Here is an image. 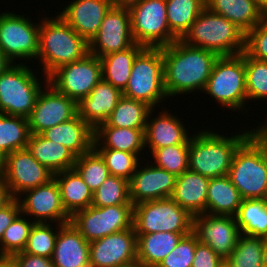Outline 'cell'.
I'll list each match as a JSON object with an SVG mask.
<instances>
[{
  "label": "cell",
  "mask_w": 267,
  "mask_h": 267,
  "mask_svg": "<svg viewBox=\"0 0 267 267\" xmlns=\"http://www.w3.org/2000/svg\"><path fill=\"white\" fill-rule=\"evenodd\" d=\"M162 56L164 88L171 99L182 98V94L202 93L219 58L213 51L187 45L180 39L162 47Z\"/></svg>",
  "instance_id": "1"
},
{
  "label": "cell",
  "mask_w": 267,
  "mask_h": 267,
  "mask_svg": "<svg viewBox=\"0 0 267 267\" xmlns=\"http://www.w3.org/2000/svg\"><path fill=\"white\" fill-rule=\"evenodd\" d=\"M244 128L229 136L210 128L193 130L196 133H191L189 143V170L209 179L228 175L237 148L247 139Z\"/></svg>",
  "instance_id": "2"
},
{
  "label": "cell",
  "mask_w": 267,
  "mask_h": 267,
  "mask_svg": "<svg viewBox=\"0 0 267 267\" xmlns=\"http://www.w3.org/2000/svg\"><path fill=\"white\" fill-rule=\"evenodd\" d=\"M40 20L38 66L48 77L59 67L82 60L89 54V43L60 16H44Z\"/></svg>",
  "instance_id": "3"
},
{
  "label": "cell",
  "mask_w": 267,
  "mask_h": 267,
  "mask_svg": "<svg viewBox=\"0 0 267 267\" xmlns=\"http://www.w3.org/2000/svg\"><path fill=\"white\" fill-rule=\"evenodd\" d=\"M180 40L219 56L238 55L245 49V33L227 18L206 7Z\"/></svg>",
  "instance_id": "4"
},
{
  "label": "cell",
  "mask_w": 267,
  "mask_h": 267,
  "mask_svg": "<svg viewBox=\"0 0 267 267\" xmlns=\"http://www.w3.org/2000/svg\"><path fill=\"white\" fill-rule=\"evenodd\" d=\"M220 107L231 112L248 114L244 52L232 56H219L204 88ZM248 109H246V107Z\"/></svg>",
  "instance_id": "5"
},
{
  "label": "cell",
  "mask_w": 267,
  "mask_h": 267,
  "mask_svg": "<svg viewBox=\"0 0 267 267\" xmlns=\"http://www.w3.org/2000/svg\"><path fill=\"white\" fill-rule=\"evenodd\" d=\"M39 71L41 73V70H31L28 64L16 63L0 74L1 114L25 118L30 115L40 91L48 83L45 75L39 77Z\"/></svg>",
  "instance_id": "6"
},
{
  "label": "cell",
  "mask_w": 267,
  "mask_h": 267,
  "mask_svg": "<svg viewBox=\"0 0 267 267\" xmlns=\"http://www.w3.org/2000/svg\"><path fill=\"white\" fill-rule=\"evenodd\" d=\"M124 97L140 100L152 108L169 100L164 88V59L162 48L144 47L134 58Z\"/></svg>",
  "instance_id": "7"
},
{
  "label": "cell",
  "mask_w": 267,
  "mask_h": 267,
  "mask_svg": "<svg viewBox=\"0 0 267 267\" xmlns=\"http://www.w3.org/2000/svg\"><path fill=\"white\" fill-rule=\"evenodd\" d=\"M193 217L170 197L134 205L133 226L136 234L192 233Z\"/></svg>",
  "instance_id": "8"
},
{
  "label": "cell",
  "mask_w": 267,
  "mask_h": 267,
  "mask_svg": "<svg viewBox=\"0 0 267 267\" xmlns=\"http://www.w3.org/2000/svg\"><path fill=\"white\" fill-rule=\"evenodd\" d=\"M39 28L40 22L35 23L31 17L10 12L8 9L7 12H0V50L13 64H21L23 61L30 64L33 59L36 64Z\"/></svg>",
  "instance_id": "9"
},
{
  "label": "cell",
  "mask_w": 267,
  "mask_h": 267,
  "mask_svg": "<svg viewBox=\"0 0 267 267\" xmlns=\"http://www.w3.org/2000/svg\"><path fill=\"white\" fill-rule=\"evenodd\" d=\"M127 8L135 43L147 48H162L178 40L167 23L166 0H140Z\"/></svg>",
  "instance_id": "10"
},
{
  "label": "cell",
  "mask_w": 267,
  "mask_h": 267,
  "mask_svg": "<svg viewBox=\"0 0 267 267\" xmlns=\"http://www.w3.org/2000/svg\"><path fill=\"white\" fill-rule=\"evenodd\" d=\"M228 176L242 199H267V169L248 139L237 148Z\"/></svg>",
  "instance_id": "11"
},
{
  "label": "cell",
  "mask_w": 267,
  "mask_h": 267,
  "mask_svg": "<svg viewBox=\"0 0 267 267\" xmlns=\"http://www.w3.org/2000/svg\"><path fill=\"white\" fill-rule=\"evenodd\" d=\"M134 204L96 207L77 211L71 223L88 241H94L115 232L133 227Z\"/></svg>",
  "instance_id": "12"
},
{
  "label": "cell",
  "mask_w": 267,
  "mask_h": 267,
  "mask_svg": "<svg viewBox=\"0 0 267 267\" xmlns=\"http://www.w3.org/2000/svg\"><path fill=\"white\" fill-rule=\"evenodd\" d=\"M47 78L56 91L78 104L102 80V63L100 58L89 53L82 60L59 67Z\"/></svg>",
  "instance_id": "13"
},
{
  "label": "cell",
  "mask_w": 267,
  "mask_h": 267,
  "mask_svg": "<svg viewBox=\"0 0 267 267\" xmlns=\"http://www.w3.org/2000/svg\"><path fill=\"white\" fill-rule=\"evenodd\" d=\"M53 173L41 165L27 148L8 154L0 162V176L13 198L36 188L53 178Z\"/></svg>",
  "instance_id": "14"
},
{
  "label": "cell",
  "mask_w": 267,
  "mask_h": 267,
  "mask_svg": "<svg viewBox=\"0 0 267 267\" xmlns=\"http://www.w3.org/2000/svg\"><path fill=\"white\" fill-rule=\"evenodd\" d=\"M21 213L35 223H70L71 217L66 213L58 183L53 177L47 183L24 191L16 198Z\"/></svg>",
  "instance_id": "15"
},
{
  "label": "cell",
  "mask_w": 267,
  "mask_h": 267,
  "mask_svg": "<svg viewBox=\"0 0 267 267\" xmlns=\"http://www.w3.org/2000/svg\"><path fill=\"white\" fill-rule=\"evenodd\" d=\"M134 44L129 9L113 5L105 15L97 34L89 42V53L101 58L126 50Z\"/></svg>",
  "instance_id": "16"
},
{
  "label": "cell",
  "mask_w": 267,
  "mask_h": 267,
  "mask_svg": "<svg viewBox=\"0 0 267 267\" xmlns=\"http://www.w3.org/2000/svg\"><path fill=\"white\" fill-rule=\"evenodd\" d=\"M77 113V103L47 83L40 91L35 106L27 117L30 133L41 134L50 127L70 120Z\"/></svg>",
  "instance_id": "17"
},
{
  "label": "cell",
  "mask_w": 267,
  "mask_h": 267,
  "mask_svg": "<svg viewBox=\"0 0 267 267\" xmlns=\"http://www.w3.org/2000/svg\"><path fill=\"white\" fill-rule=\"evenodd\" d=\"M193 233L223 260L229 258L241 235L234 216L206 213L193 217Z\"/></svg>",
  "instance_id": "18"
},
{
  "label": "cell",
  "mask_w": 267,
  "mask_h": 267,
  "mask_svg": "<svg viewBox=\"0 0 267 267\" xmlns=\"http://www.w3.org/2000/svg\"><path fill=\"white\" fill-rule=\"evenodd\" d=\"M143 160L147 161L146 164L141 160L129 180L130 201L136 205L145 201L170 198L174 191L177 176L156 167L150 162V159L148 161L144 157Z\"/></svg>",
  "instance_id": "19"
},
{
  "label": "cell",
  "mask_w": 267,
  "mask_h": 267,
  "mask_svg": "<svg viewBox=\"0 0 267 267\" xmlns=\"http://www.w3.org/2000/svg\"><path fill=\"white\" fill-rule=\"evenodd\" d=\"M136 259L137 235L134 226L89 244L90 267H117Z\"/></svg>",
  "instance_id": "20"
},
{
  "label": "cell",
  "mask_w": 267,
  "mask_h": 267,
  "mask_svg": "<svg viewBox=\"0 0 267 267\" xmlns=\"http://www.w3.org/2000/svg\"><path fill=\"white\" fill-rule=\"evenodd\" d=\"M160 112L154 117L155 108L148 114L145 136V149L156 150L176 144H189L191 134L186 125L175 113L166 110L167 107H158ZM163 109V110H162ZM152 116V117H151Z\"/></svg>",
  "instance_id": "21"
},
{
  "label": "cell",
  "mask_w": 267,
  "mask_h": 267,
  "mask_svg": "<svg viewBox=\"0 0 267 267\" xmlns=\"http://www.w3.org/2000/svg\"><path fill=\"white\" fill-rule=\"evenodd\" d=\"M64 6L62 11H57V14L89 43L100 29L113 2L112 0H71Z\"/></svg>",
  "instance_id": "22"
},
{
  "label": "cell",
  "mask_w": 267,
  "mask_h": 267,
  "mask_svg": "<svg viewBox=\"0 0 267 267\" xmlns=\"http://www.w3.org/2000/svg\"><path fill=\"white\" fill-rule=\"evenodd\" d=\"M122 96L118 88L102 79L77 104L78 114L94 130L107 121Z\"/></svg>",
  "instance_id": "23"
},
{
  "label": "cell",
  "mask_w": 267,
  "mask_h": 267,
  "mask_svg": "<svg viewBox=\"0 0 267 267\" xmlns=\"http://www.w3.org/2000/svg\"><path fill=\"white\" fill-rule=\"evenodd\" d=\"M89 244L71 222L64 224L51 258L54 267H90Z\"/></svg>",
  "instance_id": "24"
},
{
  "label": "cell",
  "mask_w": 267,
  "mask_h": 267,
  "mask_svg": "<svg viewBox=\"0 0 267 267\" xmlns=\"http://www.w3.org/2000/svg\"><path fill=\"white\" fill-rule=\"evenodd\" d=\"M41 135L68 148L76 157L93 148L94 130L77 113L73 118L43 131Z\"/></svg>",
  "instance_id": "25"
},
{
  "label": "cell",
  "mask_w": 267,
  "mask_h": 267,
  "mask_svg": "<svg viewBox=\"0 0 267 267\" xmlns=\"http://www.w3.org/2000/svg\"><path fill=\"white\" fill-rule=\"evenodd\" d=\"M209 178L191 170L177 176L171 198L192 216L206 213Z\"/></svg>",
  "instance_id": "26"
},
{
  "label": "cell",
  "mask_w": 267,
  "mask_h": 267,
  "mask_svg": "<svg viewBox=\"0 0 267 267\" xmlns=\"http://www.w3.org/2000/svg\"><path fill=\"white\" fill-rule=\"evenodd\" d=\"M145 129L110 127L106 122L94 129V149H114L135 153L140 159L145 155ZM143 150V151H142ZM143 152V153H142ZM140 154V156H139Z\"/></svg>",
  "instance_id": "27"
},
{
  "label": "cell",
  "mask_w": 267,
  "mask_h": 267,
  "mask_svg": "<svg viewBox=\"0 0 267 267\" xmlns=\"http://www.w3.org/2000/svg\"><path fill=\"white\" fill-rule=\"evenodd\" d=\"M205 7L227 18L245 34L267 17L253 0H205Z\"/></svg>",
  "instance_id": "28"
},
{
  "label": "cell",
  "mask_w": 267,
  "mask_h": 267,
  "mask_svg": "<svg viewBox=\"0 0 267 267\" xmlns=\"http://www.w3.org/2000/svg\"><path fill=\"white\" fill-rule=\"evenodd\" d=\"M53 177L60 189L62 205L70 217L92 205L93 192L75 168L58 172Z\"/></svg>",
  "instance_id": "29"
},
{
  "label": "cell",
  "mask_w": 267,
  "mask_h": 267,
  "mask_svg": "<svg viewBox=\"0 0 267 267\" xmlns=\"http://www.w3.org/2000/svg\"><path fill=\"white\" fill-rule=\"evenodd\" d=\"M32 156L53 174L74 168L76 156L65 146L31 134L26 147Z\"/></svg>",
  "instance_id": "30"
},
{
  "label": "cell",
  "mask_w": 267,
  "mask_h": 267,
  "mask_svg": "<svg viewBox=\"0 0 267 267\" xmlns=\"http://www.w3.org/2000/svg\"><path fill=\"white\" fill-rule=\"evenodd\" d=\"M190 233L156 232L137 235V260L147 267H157L176 247L183 236Z\"/></svg>",
  "instance_id": "31"
},
{
  "label": "cell",
  "mask_w": 267,
  "mask_h": 267,
  "mask_svg": "<svg viewBox=\"0 0 267 267\" xmlns=\"http://www.w3.org/2000/svg\"><path fill=\"white\" fill-rule=\"evenodd\" d=\"M242 198L228 175L209 180L206 214L235 216Z\"/></svg>",
  "instance_id": "32"
},
{
  "label": "cell",
  "mask_w": 267,
  "mask_h": 267,
  "mask_svg": "<svg viewBox=\"0 0 267 267\" xmlns=\"http://www.w3.org/2000/svg\"><path fill=\"white\" fill-rule=\"evenodd\" d=\"M143 48L135 43L126 50L101 57L102 79L123 92L131 75L134 58Z\"/></svg>",
  "instance_id": "33"
},
{
  "label": "cell",
  "mask_w": 267,
  "mask_h": 267,
  "mask_svg": "<svg viewBox=\"0 0 267 267\" xmlns=\"http://www.w3.org/2000/svg\"><path fill=\"white\" fill-rule=\"evenodd\" d=\"M234 217L242 235L267 238V199H242Z\"/></svg>",
  "instance_id": "34"
},
{
  "label": "cell",
  "mask_w": 267,
  "mask_h": 267,
  "mask_svg": "<svg viewBox=\"0 0 267 267\" xmlns=\"http://www.w3.org/2000/svg\"><path fill=\"white\" fill-rule=\"evenodd\" d=\"M30 135L27 118L0 113V162L8 154L25 149Z\"/></svg>",
  "instance_id": "35"
},
{
  "label": "cell",
  "mask_w": 267,
  "mask_h": 267,
  "mask_svg": "<svg viewBox=\"0 0 267 267\" xmlns=\"http://www.w3.org/2000/svg\"><path fill=\"white\" fill-rule=\"evenodd\" d=\"M151 109L143 101L122 96L106 123L116 128L145 129Z\"/></svg>",
  "instance_id": "36"
},
{
  "label": "cell",
  "mask_w": 267,
  "mask_h": 267,
  "mask_svg": "<svg viewBox=\"0 0 267 267\" xmlns=\"http://www.w3.org/2000/svg\"><path fill=\"white\" fill-rule=\"evenodd\" d=\"M205 8V0H166L170 32L181 39Z\"/></svg>",
  "instance_id": "37"
},
{
  "label": "cell",
  "mask_w": 267,
  "mask_h": 267,
  "mask_svg": "<svg viewBox=\"0 0 267 267\" xmlns=\"http://www.w3.org/2000/svg\"><path fill=\"white\" fill-rule=\"evenodd\" d=\"M63 225L44 222L34 223L23 252L52 258L57 234Z\"/></svg>",
  "instance_id": "38"
},
{
  "label": "cell",
  "mask_w": 267,
  "mask_h": 267,
  "mask_svg": "<svg viewBox=\"0 0 267 267\" xmlns=\"http://www.w3.org/2000/svg\"><path fill=\"white\" fill-rule=\"evenodd\" d=\"M146 151L150 152L153 165L176 176L189 170V144H176Z\"/></svg>",
  "instance_id": "39"
},
{
  "label": "cell",
  "mask_w": 267,
  "mask_h": 267,
  "mask_svg": "<svg viewBox=\"0 0 267 267\" xmlns=\"http://www.w3.org/2000/svg\"><path fill=\"white\" fill-rule=\"evenodd\" d=\"M74 168L92 192L110 176L104 159L94 148L76 157Z\"/></svg>",
  "instance_id": "40"
},
{
  "label": "cell",
  "mask_w": 267,
  "mask_h": 267,
  "mask_svg": "<svg viewBox=\"0 0 267 267\" xmlns=\"http://www.w3.org/2000/svg\"><path fill=\"white\" fill-rule=\"evenodd\" d=\"M265 238L240 235L228 261L233 267H263L262 255Z\"/></svg>",
  "instance_id": "41"
},
{
  "label": "cell",
  "mask_w": 267,
  "mask_h": 267,
  "mask_svg": "<svg viewBox=\"0 0 267 267\" xmlns=\"http://www.w3.org/2000/svg\"><path fill=\"white\" fill-rule=\"evenodd\" d=\"M121 204H133L129 196V181L118 176H109L93 192L92 206L105 207Z\"/></svg>",
  "instance_id": "42"
},
{
  "label": "cell",
  "mask_w": 267,
  "mask_h": 267,
  "mask_svg": "<svg viewBox=\"0 0 267 267\" xmlns=\"http://www.w3.org/2000/svg\"><path fill=\"white\" fill-rule=\"evenodd\" d=\"M34 223V221L28 217L26 218V215L20 212L4 231L0 241V255L12 256L22 252Z\"/></svg>",
  "instance_id": "43"
},
{
  "label": "cell",
  "mask_w": 267,
  "mask_h": 267,
  "mask_svg": "<svg viewBox=\"0 0 267 267\" xmlns=\"http://www.w3.org/2000/svg\"><path fill=\"white\" fill-rule=\"evenodd\" d=\"M247 102H267V61L249 57L244 52Z\"/></svg>",
  "instance_id": "44"
},
{
  "label": "cell",
  "mask_w": 267,
  "mask_h": 267,
  "mask_svg": "<svg viewBox=\"0 0 267 267\" xmlns=\"http://www.w3.org/2000/svg\"><path fill=\"white\" fill-rule=\"evenodd\" d=\"M104 159L111 176L131 179L136 171L140 159L135 153L114 149H95Z\"/></svg>",
  "instance_id": "45"
},
{
  "label": "cell",
  "mask_w": 267,
  "mask_h": 267,
  "mask_svg": "<svg viewBox=\"0 0 267 267\" xmlns=\"http://www.w3.org/2000/svg\"><path fill=\"white\" fill-rule=\"evenodd\" d=\"M198 242V238L193 232L183 236L157 267H192Z\"/></svg>",
  "instance_id": "46"
},
{
  "label": "cell",
  "mask_w": 267,
  "mask_h": 267,
  "mask_svg": "<svg viewBox=\"0 0 267 267\" xmlns=\"http://www.w3.org/2000/svg\"><path fill=\"white\" fill-rule=\"evenodd\" d=\"M244 52L249 57L267 61V17L245 34Z\"/></svg>",
  "instance_id": "47"
},
{
  "label": "cell",
  "mask_w": 267,
  "mask_h": 267,
  "mask_svg": "<svg viewBox=\"0 0 267 267\" xmlns=\"http://www.w3.org/2000/svg\"><path fill=\"white\" fill-rule=\"evenodd\" d=\"M224 260L208 245L198 242L192 267H219Z\"/></svg>",
  "instance_id": "48"
},
{
  "label": "cell",
  "mask_w": 267,
  "mask_h": 267,
  "mask_svg": "<svg viewBox=\"0 0 267 267\" xmlns=\"http://www.w3.org/2000/svg\"><path fill=\"white\" fill-rule=\"evenodd\" d=\"M17 267H54L51 258L19 252L12 255Z\"/></svg>",
  "instance_id": "49"
},
{
  "label": "cell",
  "mask_w": 267,
  "mask_h": 267,
  "mask_svg": "<svg viewBox=\"0 0 267 267\" xmlns=\"http://www.w3.org/2000/svg\"><path fill=\"white\" fill-rule=\"evenodd\" d=\"M21 212L19 202L14 198L8 205L0 209V241L4 231Z\"/></svg>",
  "instance_id": "50"
},
{
  "label": "cell",
  "mask_w": 267,
  "mask_h": 267,
  "mask_svg": "<svg viewBox=\"0 0 267 267\" xmlns=\"http://www.w3.org/2000/svg\"><path fill=\"white\" fill-rule=\"evenodd\" d=\"M247 139L258 149L267 169V137L255 126L247 128Z\"/></svg>",
  "instance_id": "51"
},
{
  "label": "cell",
  "mask_w": 267,
  "mask_h": 267,
  "mask_svg": "<svg viewBox=\"0 0 267 267\" xmlns=\"http://www.w3.org/2000/svg\"><path fill=\"white\" fill-rule=\"evenodd\" d=\"M13 199L14 198L10 193L9 187L0 176V209L8 205Z\"/></svg>",
  "instance_id": "52"
},
{
  "label": "cell",
  "mask_w": 267,
  "mask_h": 267,
  "mask_svg": "<svg viewBox=\"0 0 267 267\" xmlns=\"http://www.w3.org/2000/svg\"><path fill=\"white\" fill-rule=\"evenodd\" d=\"M0 267H17L13 256L0 255Z\"/></svg>",
  "instance_id": "53"
},
{
  "label": "cell",
  "mask_w": 267,
  "mask_h": 267,
  "mask_svg": "<svg viewBox=\"0 0 267 267\" xmlns=\"http://www.w3.org/2000/svg\"><path fill=\"white\" fill-rule=\"evenodd\" d=\"M13 63L7 56L0 50V74H2Z\"/></svg>",
  "instance_id": "54"
},
{
  "label": "cell",
  "mask_w": 267,
  "mask_h": 267,
  "mask_svg": "<svg viewBox=\"0 0 267 267\" xmlns=\"http://www.w3.org/2000/svg\"><path fill=\"white\" fill-rule=\"evenodd\" d=\"M140 0H112L114 6L128 7Z\"/></svg>",
  "instance_id": "55"
},
{
  "label": "cell",
  "mask_w": 267,
  "mask_h": 267,
  "mask_svg": "<svg viewBox=\"0 0 267 267\" xmlns=\"http://www.w3.org/2000/svg\"><path fill=\"white\" fill-rule=\"evenodd\" d=\"M117 267H147L145 266L143 263H141L140 261H138L137 259L132 261V262H129V263H126V264H122V265H119Z\"/></svg>",
  "instance_id": "56"
},
{
  "label": "cell",
  "mask_w": 267,
  "mask_h": 267,
  "mask_svg": "<svg viewBox=\"0 0 267 267\" xmlns=\"http://www.w3.org/2000/svg\"><path fill=\"white\" fill-rule=\"evenodd\" d=\"M263 267H267V238H265L263 255H262Z\"/></svg>",
  "instance_id": "57"
},
{
  "label": "cell",
  "mask_w": 267,
  "mask_h": 267,
  "mask_svg": "<svg viewBox=\"0 0 267 267\" xmlns=\"http://www.w3.org/2000/svg\"><path fill=\"white\" fill-rule=\"evenodd\" d=\"M255 3H257L260 8L265 12L267 15V0H253Z\"/></svg>",
  "instance_id": "58"
},
{
  "label": "cell",
  "mask_w": 267,
  "mask_h": 267,
  "mask_svg": "<svg viewBox=\"0 0 267 267\" xmlns=\"http://www.w3.org/2000/svg\"><path fill=\"white\" fill-rule=\"evenodd\" d=\"M257 128L267 137V122L264 121L263 124L260 123V125L258 123Z\"/></svg>",
  "instance_id": "59"
},
{
  "label": "cell",
  "mask_w": 267,
  "mask_h": 267,
  "mask_svg": "<svg viewBox=\"0 0 267 267\" xmlns=\"http://www.w3.org/2000/svg\"><path fill=\"white\" fill-rule=\"evenodd\" d=\"M219 267H233L228 261L224 260Z\"/></svg>",
  "instance_id": "60"
}]
</instances>
